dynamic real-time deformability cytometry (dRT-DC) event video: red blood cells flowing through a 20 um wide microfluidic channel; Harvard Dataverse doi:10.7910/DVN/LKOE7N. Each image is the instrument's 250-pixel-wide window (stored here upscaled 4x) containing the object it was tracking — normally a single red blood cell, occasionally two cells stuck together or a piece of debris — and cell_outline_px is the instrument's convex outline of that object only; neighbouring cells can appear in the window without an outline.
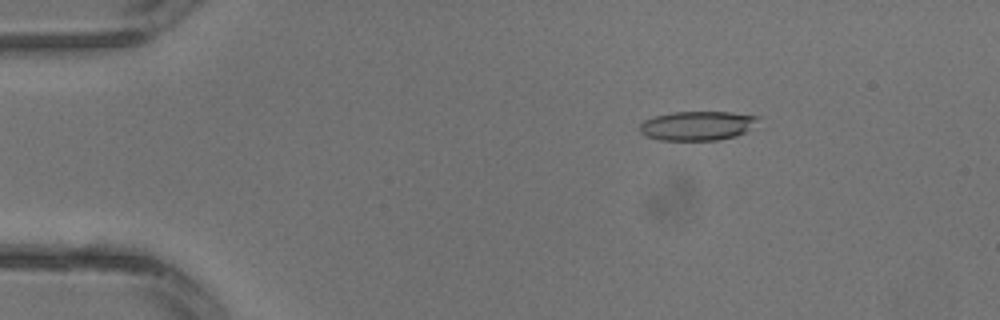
{"species": "common noctule bat (a hibernating species)", "species_latin": "Nyctalus noctula", "temperature_condition": "warm", "stored_images_in_passage": 3, "camera_frame_rate_fps": 3000, "um_per_image_px": 0.085, "animal": {"sex": "male", "body_mass_g": 13.3}, "frame": {"image": 1, "passage_image": 2, "time_ms": 0.333, "image_size_px": [1000, 320], "cell_outline_px": [[760, 116], [744, 132], [736, 136], [720, 140], [660, 140], [644, 136], [640, 132], [640, 124], [644, 120], [652, 116], [672, 112], [732, 112]], "centroid_in_image_um": [59.2, 10.68], "position_along_channel_um": 25.8, "area_um2": 20.11}}